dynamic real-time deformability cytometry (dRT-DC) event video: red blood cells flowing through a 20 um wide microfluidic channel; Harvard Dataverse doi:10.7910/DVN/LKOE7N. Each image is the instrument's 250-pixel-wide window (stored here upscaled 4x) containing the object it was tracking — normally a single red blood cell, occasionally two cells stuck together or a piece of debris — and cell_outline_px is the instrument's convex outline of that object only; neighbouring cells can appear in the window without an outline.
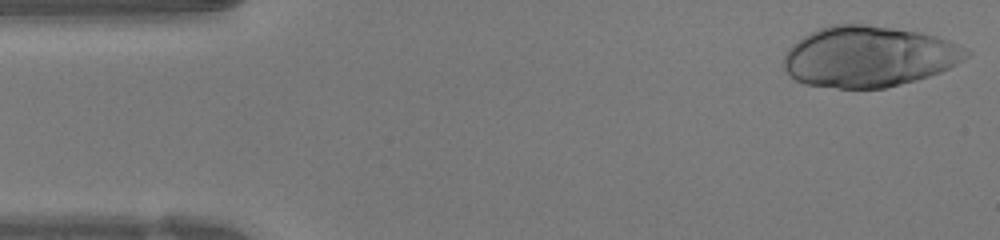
{"species": "human", "species_latin": "Homo sapiens", "temperature_condition": "warm", "stored_images_in_passage": 15, "camera_frame_rate_fps": 3000, "um_per_image_px": 0.085, "donor": {"sex": "female"}, "frame": {"image": 1, "passage_image": 1, "time_ms": 0.0, "image_size_px": [1000, 240], "cell_outline_px": [[972, 52], [968, 56], [956, 64], [940, 72], [916, 80], [884, 88], [836, 88], [804, 84], [788, 76], [784, 68], [784, 56], [788, 48], [792, 44], [804, 36], [820, 28], [832, 24], [868, 24], [920, 32], [948, 40]], "centroid_in_image_um": [73.81, 4.81], "position_along_channel_um": 11.2, "area_um2": 64.68}}
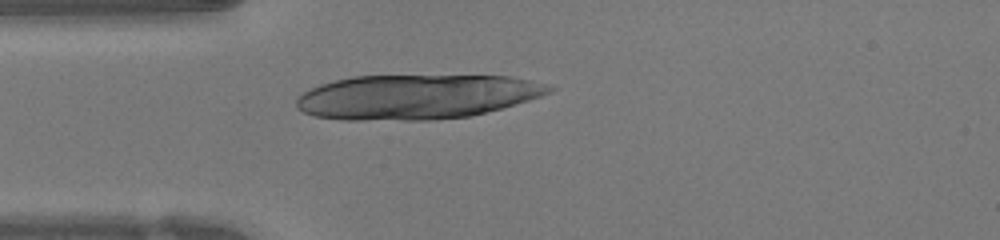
{"frame": {"image": 2, "passage_image": 11, "time_ms": 3.333, "image_size_px": [1000, 240], "cell_outline_px": [[556, 88], [552, 92], [528, 100], [500, 108], [468, 116], [432, 120], [340, 120], [316, 116], [304, 112], [296, 108], [296, 100], [304, 92], [320, 84], [352, 76], [508, 76], [528, 80], [544, 84]], "centroid_in_image_um": [35.36, 8.23], "position_along_channel_um": 49.6, "area_um2": 65.26}}